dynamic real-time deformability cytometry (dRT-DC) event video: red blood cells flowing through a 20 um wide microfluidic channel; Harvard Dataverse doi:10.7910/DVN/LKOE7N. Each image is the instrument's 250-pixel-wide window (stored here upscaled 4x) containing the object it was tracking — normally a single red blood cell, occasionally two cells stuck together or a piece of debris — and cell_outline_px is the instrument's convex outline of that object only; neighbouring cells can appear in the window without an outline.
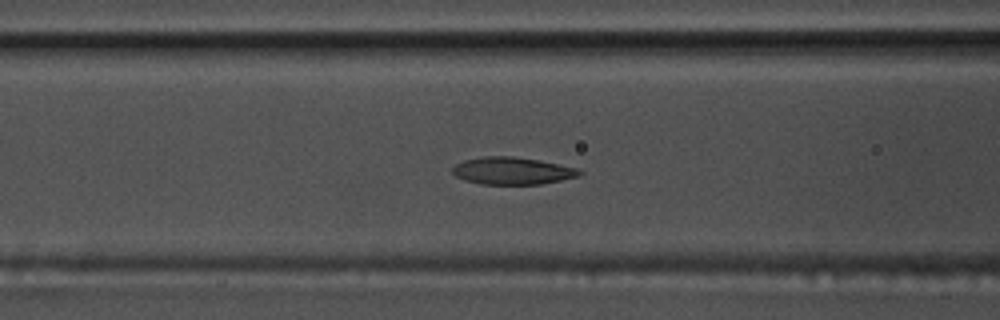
{"species": "common noctule bat (a hibernating species)", "species_latin": "Nyctalus noctula", "temperature_condition": "warm", "stored_images_in_passage": 54, "camera_frame_rate_fps": 3000, "um_per_image_px": 0.085, "animal": {"sex": "male", "body_mass_g": 17.5, "forearm_length_mm": 52.3}, "frame": {"image": 1, "passage_image": 21, "time_ms": 6.667, "image_size_px": [1000, 320], "cell_outline_px": [[584, 172], [580, 176], [540, 184], [480, 184], [464, 180], [456, 176], [452, 172], [452, 168], [456, 164], [464, 160], [484, 156], [512, 156], [536, 160], [576, 168]], "centroid_in_image_um": [43.51, 14.52], "position_along_channel_um": 123.1, "area_um2": 20.0}}
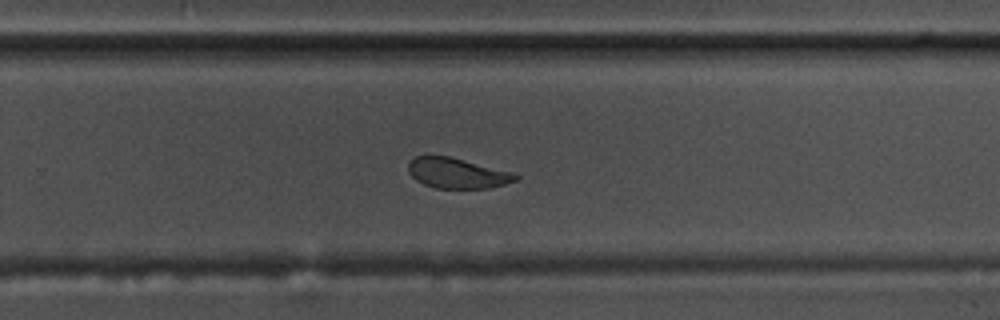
{"frame": {"image": 2, "passage_image": 35, "time_ms": 11.333, "image_size_px": [1000, 320], "cell_outline_px": [[520, 176], [516, 180], [504, 184], [488, 188], [436, 188], [424, 184], [416, 180], [408, 172], [408, 164], [416, 156], [448, 156], [516, 172]], "centroid_in_image_um": [38.9, 14.72], "position_along_channel_um": 290.9, "area_um2": 18.96}}
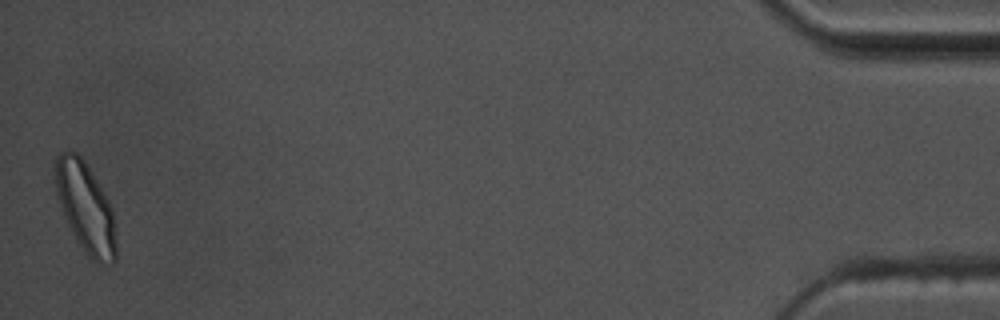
{"frame": {"image": 3, "passage_image": 54, "time_ms": 17.667, "image_size_px": [1000, 320], "cell_outline_px": [[116, 260], [112, 264], [92, 260], [84, 252], [72, 232], [68, 224], [56, 192], [56, 156], [60, 152], [68, 148], [76, 152], [84, 160], [104, 192], [112, 208], [116, 240]], "centroid_in_image_um": [7.28, 17.62], "position_along_channel_um": 427.9, "area_um2": 31.56}, "authors_computed_cell_mechanics": {"area_um2": 20.8369, "velocity_mm_per_s": 3.6084, "shape_relaxation_time_tau1_ms": 2.7723, "shape_relaxation_time_tau2_ms": 1.2224, "deformation_change_tau1": 0.1342, "deformation_change_tau2": 0.0753}}